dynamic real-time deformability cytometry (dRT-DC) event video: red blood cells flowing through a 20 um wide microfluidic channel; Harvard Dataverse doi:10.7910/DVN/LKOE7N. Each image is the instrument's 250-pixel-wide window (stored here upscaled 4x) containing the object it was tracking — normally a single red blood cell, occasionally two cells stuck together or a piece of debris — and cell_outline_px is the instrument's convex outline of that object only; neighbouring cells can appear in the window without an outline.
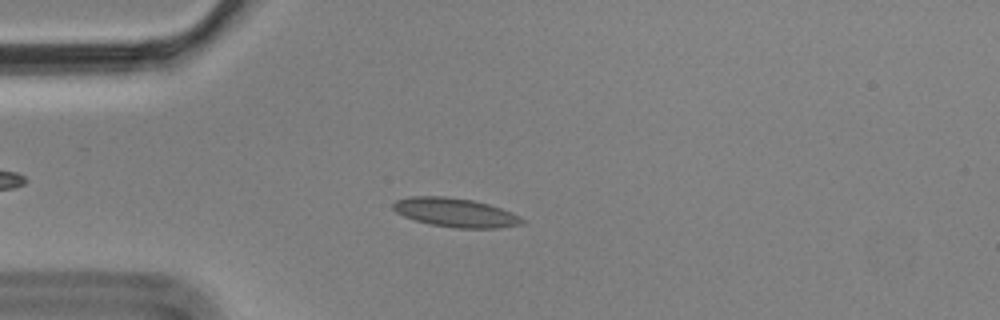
{"species": "Egyptian fruit bat (a non-hibernating species)", "species_latin": "Rousettus aegyptiacus", "temperature_condition": "cold", "stored_images_in_passage": 8, "camera_frame_rate_fps": 3000, "um_per_image_px": 0.085, "animal": {"sex": "male"}, "frame": {"image": 1, "passage_image": 4, "time_ms": 1.0, "image_size_px": [1000, 320], "cell_outline_px": [[524, 224], [496, 228], [456, 228], [432, 224], [416, 220], [404, 216], [396, 212], [392, 208], [392, 204], [396, 200], [408, 196], [444, 196], [472, 200], [488, 204], [512, 212], [520, 216], [524, 220]], "centroid_in_image_um": [38.7, 18.06], "position_along_channel_um": 46.3, "area_um2": 21.68}}
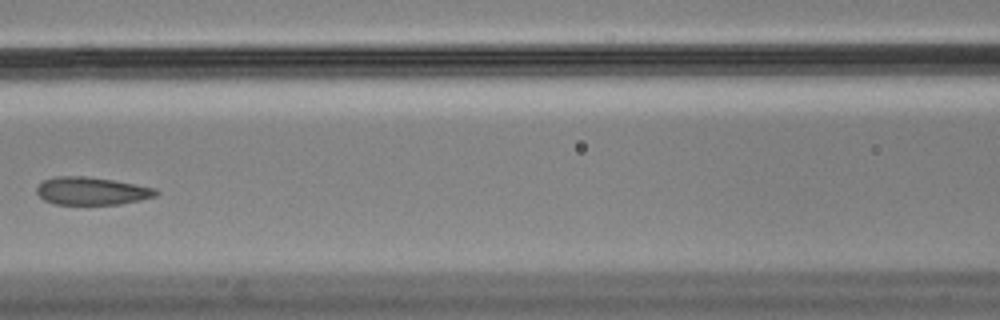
{"frame": {"image": 2, "passage_image": 7, "time_ms": 2.0, "image_size_px": [1000, 320], "cell_outline_px": [[160, 192], [156, 196], [140, 200], [120, 204], [52, 204], [44, 200], [36, 192], [36, 188], [44, 180], [56, 176], [84, 176], [112, 180], [156, 188]], "centroid_in_image_um": [7.8, 16.24], "position_along_channel_um": 158.8, "area_um2": 19.25}}
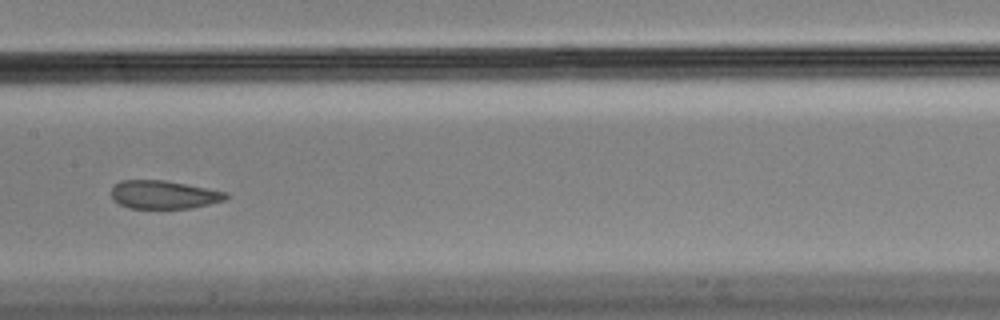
{"frame": {"image": 3, "passage_image": 8, "time_ms": 2.333, "image_size_px": [1000, 320], "cell_outline_px": [[228, 196], [224, 200], [192, 208], [128, 208], [120, 204], [112, 196], [112, 188], [120, 180], [164, 180], [228, 192]], "centroid_in_image_um": [13.93, 16.54], "position_along_channel_um": 193.5, "area_um2": 18.67}}